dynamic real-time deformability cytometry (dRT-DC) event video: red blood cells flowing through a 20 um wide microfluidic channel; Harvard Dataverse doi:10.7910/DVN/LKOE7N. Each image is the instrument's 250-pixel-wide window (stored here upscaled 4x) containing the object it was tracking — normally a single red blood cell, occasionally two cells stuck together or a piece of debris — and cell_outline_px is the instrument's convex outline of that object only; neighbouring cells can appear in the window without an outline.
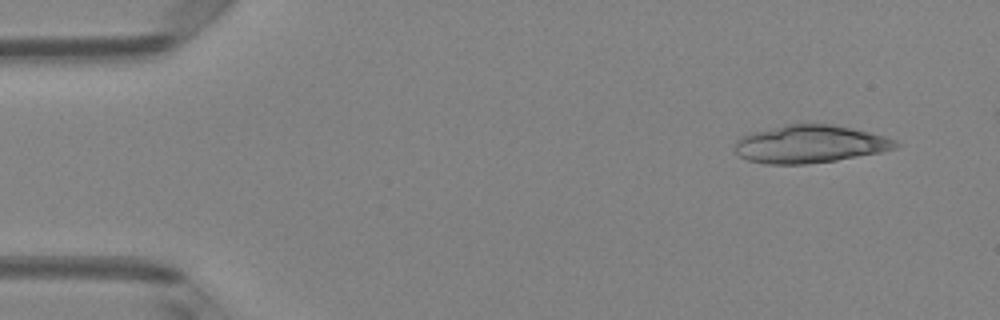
{"species": "Egyptian fruit bat (a non-hibernating species)", "species_latin": "Rousettus aegyptiacus", "temperature_condition": "room temperature", "stored_images_in_passage": 4, "camera_frame_rate_fps": 3000, "um_per_image_px": 0.085, "animal": {"sex": "female"}, "frame": {"image": 1, "passage_image": 1, "time_ms": 0.0, "image_size_px": [1000, 320], "cell_outline_px": [[900, 144], [896, 148], [880, 152], [836, 160], [804, 164], [768, 164], [748, 160], [740, 156], [736, 152], [736, 140], [740, 136], [752, 132], [784, 124], [808, 120], [832, 124], [852, 128], [884, 136], [896, 140]], "centroid_in_image_um": [68.83, 12.2], "position_along_channel_um": 16.2, "area_um2": 35.95}}